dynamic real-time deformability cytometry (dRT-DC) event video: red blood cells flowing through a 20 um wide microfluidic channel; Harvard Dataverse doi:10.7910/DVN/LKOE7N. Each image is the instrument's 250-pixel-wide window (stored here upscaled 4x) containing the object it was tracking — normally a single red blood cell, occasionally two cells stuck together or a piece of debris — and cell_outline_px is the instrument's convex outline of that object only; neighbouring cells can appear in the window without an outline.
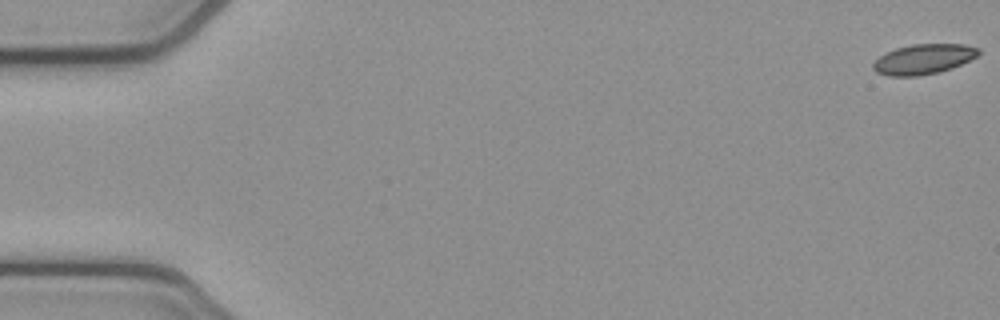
{"species": "common noctule bat (a hibernating species)", "species_latin": "Nyctalus noctula", "temperature_condition": "cold", "stored_images_in_passage": 54, "camera_frame_rate_fps": 3000, "um_per_image_px": 0.085, "animal": {"sex": "female", "body_mass_g": 21.9}, "frame": {"image": 1, "passage_image": 1, "time_ms": 0.0, "image_size_px": [1000, 320], "cell_outline_px": [[980, 52], [976, 56], [952, 68], [940, 72], [916, 76], [888, 76], [876, 72], [872, 68], [872, 64], [880, 56], [896, 48], [912, 44], [964, 44], [980, 48]], "centroid_in_image_um": [78.49, 5.03], "position_along_channel_um": 6.5, "area_um2": 18.38}}
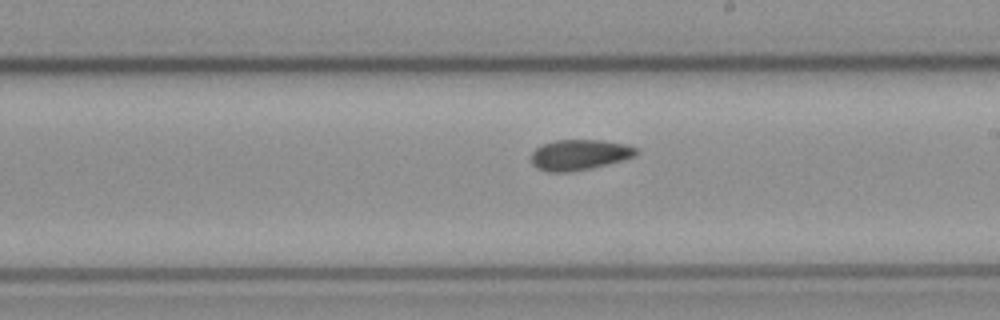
{"frame": {"image": 2, "passage_image": 31, "time_ms": 10.0, "image_size_px": [1000, 320], "cell_outline_px": [[640, 152], [636, 156], [624, 160], [592, 168], [572, 172], [548, 172], [536, 168], [532, 164], [532, 152], [536, 148], [544, 144], [556, 140], [604, 140], [628, 144], [636, 148]], "centroid_in_image_um": [49.3, 13.16], "position_along_channel_um": 239.7, "area_um2": 18.96}}
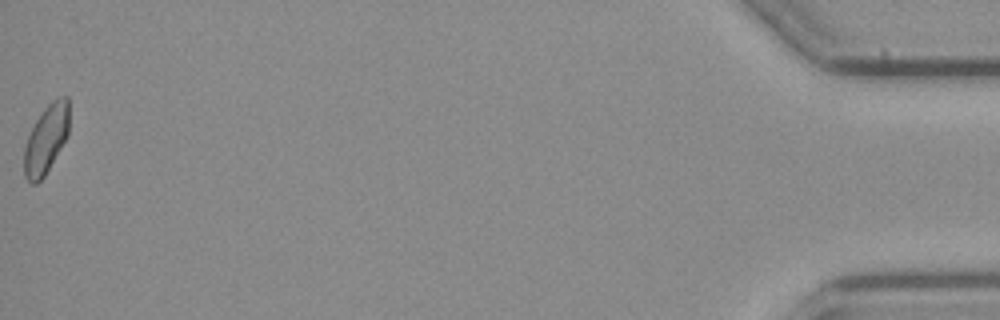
{"frame": {"image": 3, "passage_image": 54, "time_ms": 17.667, "image_size_px": [1000, 320], "cell_outline_px": [[68, 136], [44, 176], [36, 184], [32, 184], [24, 176], [24, 148], [28, 136], [36, 120], [44, 108], [52, 100], [60, 96], [68, 96]], "centroid_in_image_um": [3.92, 11.83], "position_along_channel_um": 431.3, "area_um2": 17.86}, "authors_computed_cell_mechanics": {"area_um2": 18.6694, "velocity_mm_per_s": 3.8495, "shape_relaxation_time_tau1_ms": null, "shape_relaxation_time_tau2_ms": 5.4411, "deformation_change_tau1": null, "deformation_change_tau2": 0.0943}}